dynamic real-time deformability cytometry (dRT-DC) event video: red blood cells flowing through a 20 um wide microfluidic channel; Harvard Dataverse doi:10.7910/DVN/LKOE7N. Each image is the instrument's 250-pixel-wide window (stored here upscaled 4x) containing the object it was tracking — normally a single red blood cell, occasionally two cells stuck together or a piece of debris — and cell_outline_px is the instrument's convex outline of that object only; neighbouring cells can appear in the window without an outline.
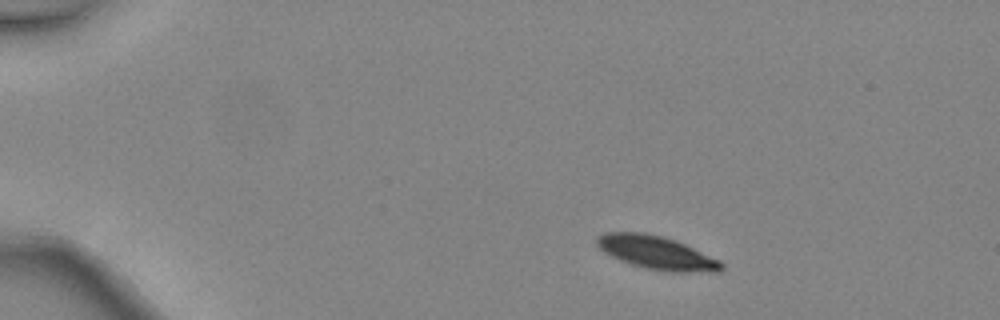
{"species": "common noctule bat (a hibernating species)", "species_latin": "Nyctalus noctula", "temperature_condition": "warm", "stored_images_in_passage": 3, "camera_frame_rate_fps": 3000, "um_per_image_px": 0.085, "animal": {"sex": "female", "body_mass_g": 24.6, "forearm_length_mm": 56.2}, "frame": {"image": 1, "passage_image": 1, "time_ms": 0.0, "image_size_px": [1000, 320], "cell_outline_px": [[724, 268], [720, 272], [668, 272], [644, 268], [620, 260], [604, 252], [596, 244], [596, 236], [604, 232], [644, 232], [664, 236], [676, 240], [720, 260], [724, 264]], "centroid_in_image_um": [55.83, 21.48], "position_along_channel_um": 29.2, "area_um2": 24.45}}